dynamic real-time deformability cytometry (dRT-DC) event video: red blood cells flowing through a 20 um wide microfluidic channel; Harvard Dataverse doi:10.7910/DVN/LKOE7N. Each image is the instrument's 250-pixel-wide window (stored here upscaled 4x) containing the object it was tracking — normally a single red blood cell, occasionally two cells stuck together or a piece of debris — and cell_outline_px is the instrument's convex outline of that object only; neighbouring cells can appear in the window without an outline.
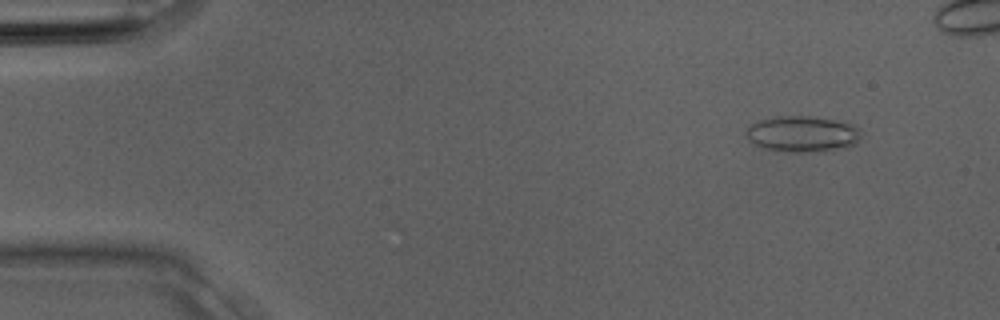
{"species": "Egyptian fruit bat (a non-hibernating species)", "species_latin": "Rousettus aegyptiacus", "temperature_condition": "room temperature", "stored_images_in_passage": 25, "camera_frame_rate_fps": 3000, "um_per_image_px": 0.085, "animal": {"sex": "male"}, "frame": {"image": 1, "passage_image": 4, "time_ms": 1.0, "image_size_px": [1000, 320], "cell_outline_px": [[860, 140], [856, 144], [848, 148], [824, 152], [784, 152], [764, 148], [752, 144], [748, 140], [748, 128], [752, 124], [760, 120], [772, 116], [816, 116], [836, 120], [852, 124], [860, 128]], "centroid_in_image_um": [68.26, 11.4], "position_along_channel_um": 16.7, "area_um2": 24.68}}
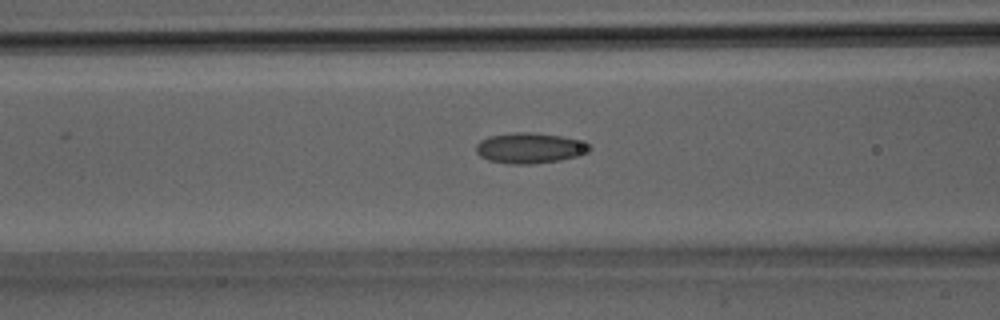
{"frame": {"image": 2, "passage_image": 14, "time_ms": 4.333, "image_size_px": [1000, 320], "cell_outline_px": [[592, 148], [588, 152], [576, 156], [560, 160], [532, 164], [508, 164], [488, 160], [480, 156], [476, 152], [476, 144], [480, 140], [488, 136], [512, 132], [532, 132], [560, 136], [592, 144]], "centroid_in_image_um": [45.0, 12.58], "position_along_channel_um": 121.6, "area_um2": 20.29}}